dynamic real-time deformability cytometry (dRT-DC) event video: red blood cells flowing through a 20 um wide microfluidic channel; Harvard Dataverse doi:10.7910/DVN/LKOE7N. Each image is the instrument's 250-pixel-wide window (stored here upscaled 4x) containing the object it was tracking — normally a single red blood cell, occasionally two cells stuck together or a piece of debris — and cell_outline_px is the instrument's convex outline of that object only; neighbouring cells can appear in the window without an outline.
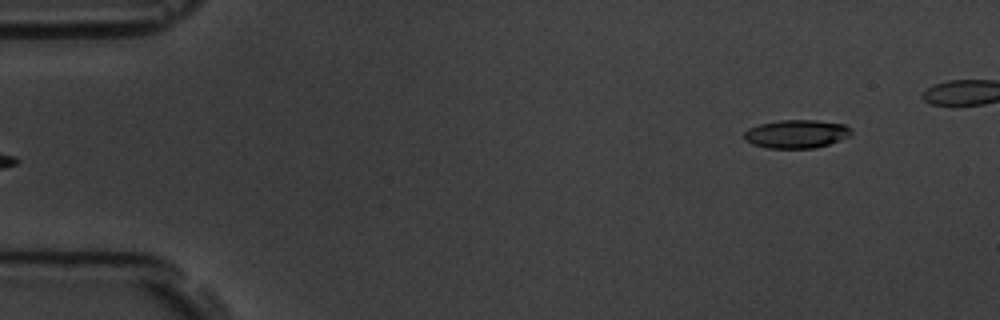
{"species": "common noctule bat (a hibernating species)", "species_latin": "Nyctalus noctula", "temperature_condition": "room temperature", "stored_images_in_passage": 5, "segment_of_instrument_passage": [2, 2], "camera_frame_rate_fps": 3000, "um_per_image_px": 0.085, "animal": {"sex": "male", "body_mass_g": 19.5, "forearm_length_mm": 54.6}, "frame": {"image": 1, "passage_image": 5, "time_ms": 5.333, "image_size_px": [1000, 320], "cell_outline_px": [[852, 136], [816, 148], [768, 148], [752, 144], [744, 140], [744, 132], [748, 128], [760, 124], [780, 120], [816, 120], [844, 124], [852, 128]], "centroid_in_image_um": [67.72, 11.38], "position_along_channel_um": 17.3, "area_um2": 17.86}}